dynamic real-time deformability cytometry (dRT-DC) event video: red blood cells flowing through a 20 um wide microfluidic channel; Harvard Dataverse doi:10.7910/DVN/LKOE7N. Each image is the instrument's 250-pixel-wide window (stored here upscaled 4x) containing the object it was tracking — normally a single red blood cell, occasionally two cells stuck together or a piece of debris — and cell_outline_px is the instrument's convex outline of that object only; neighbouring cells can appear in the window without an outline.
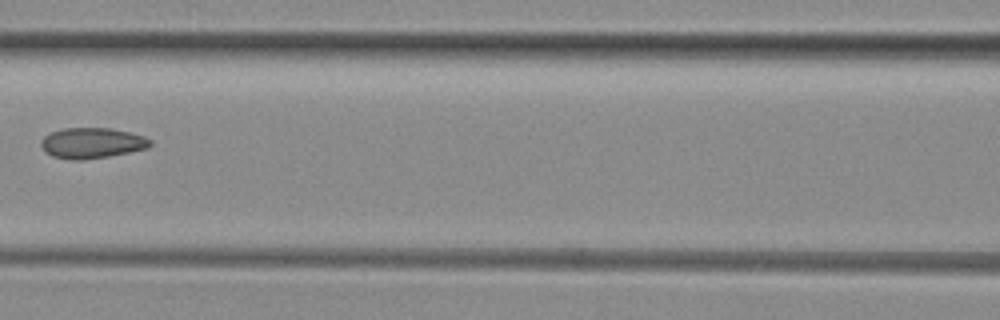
{"species": "common noctule bat (a hibernating species)", "species_latin": "Nyctalus noctula", "temperature_condition": "room temperature", "stored_images_in_passage": 7, "camera_frame_rate_fps": 3000, "um_per_image_px": 0.085, "animal": {"sex": "female", "body_mass_g": 29.2, "forearm_length_mm": 56.3}, "frame": {"image": 1, "passage_image": 6, "time_ms": 6.667, "image_size_px": [1000, 320], "cell_outline_px": [[152, 144], [148, 148], [108, 156], [84, 160], [68, 160], [52, 156], [44, 152], [40, 144], [40, 140], [44, 136], [52, 132], [64, 128], [108, 128], [128, 132], [144, 136], [152, 140]], "centroid_in_image_um": [7.78, 12.16], "position_along_channel_um": 158.8, "area_um2": 19.54}}
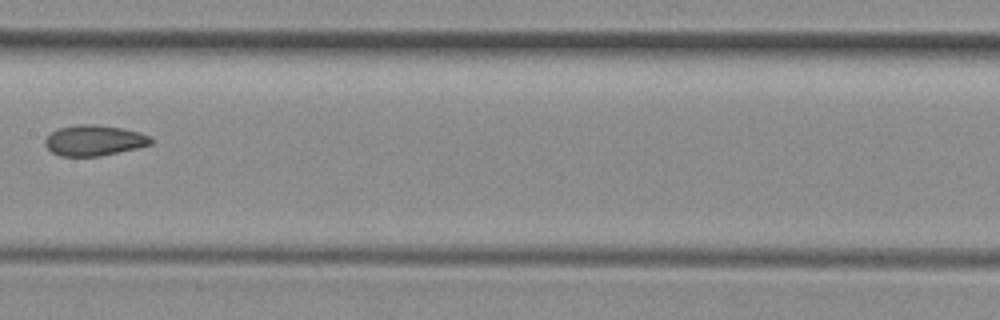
{"frame": {"image": 2, "passage_image": 7, "time_ms": 7.667, "image_size_px": [1000, 320], "cell_outline_px": [[152, 144], [136, 148], [100, 156], [60, 156], [52, 152], [44, 144], [44, 140], [52, 132], [60, 128], [80, 124], [92, 124], [120, 128], [140, 132], [152, 136]], "centroid_in_image_um": [8.01, 11.94], "position_along_channel_um": 199.4, "area_um2": 18.73}}